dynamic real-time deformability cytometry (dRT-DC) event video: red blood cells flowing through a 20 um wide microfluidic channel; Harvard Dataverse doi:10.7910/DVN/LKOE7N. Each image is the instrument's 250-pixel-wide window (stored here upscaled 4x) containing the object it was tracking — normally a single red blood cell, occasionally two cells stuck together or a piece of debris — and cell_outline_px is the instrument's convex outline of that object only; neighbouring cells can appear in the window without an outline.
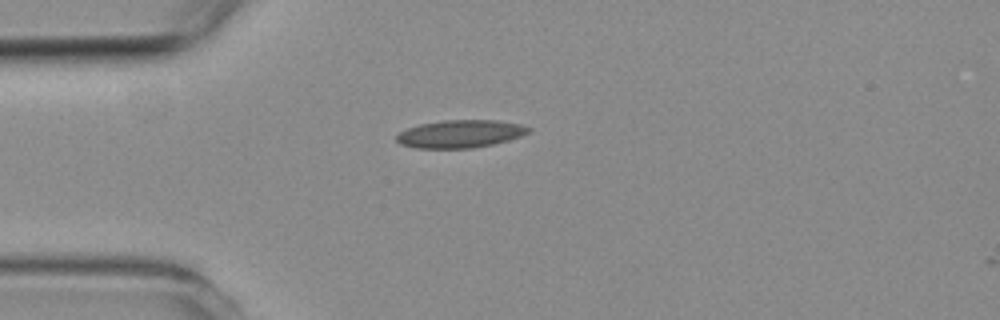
{"species": "common noctule bat (a hibernating species)", "species_latin": "Nyctalus noctula", "temperature_condition": "room temperature", "stored_images_in_passage": 1, "camera_frame_rate_fps": 3000, "um_per_image_px": 0.085, "animal": {"sex": "female", "body_mass_g": 19.3, "forearm_length_mm": 54.1}, "frame": {"image": 1, "passage_image": 1, "time_ms": 0.0, "image_size_px": [1000, 320], "cell_outline_px": [[532, 128], [528, 132], [520, 136], [508, 140], [492, 144], [472, 148], [416, 148], [400, 144], [396, 140], [396, 136], [400, 132], [408, 128], [420, 124], [444, 120], [496, 120], [520, 124]], "centroid_in_image_um": [39.11, 11.37], "position_along_channel_um": 45.9, "area_um2": 21.21}}